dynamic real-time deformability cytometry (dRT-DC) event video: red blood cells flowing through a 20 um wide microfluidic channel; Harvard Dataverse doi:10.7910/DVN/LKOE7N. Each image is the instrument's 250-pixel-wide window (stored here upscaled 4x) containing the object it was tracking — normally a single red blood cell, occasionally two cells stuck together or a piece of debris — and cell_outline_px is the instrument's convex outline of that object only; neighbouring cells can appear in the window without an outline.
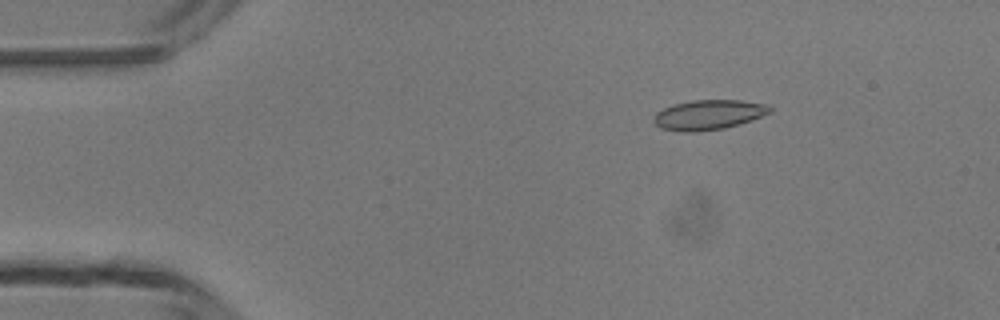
{"species": "common noctule bat (a hibernating species)", "species_latin": "Nyctalus noctula", "temperature_condition": "room temperature", "stored_images_in_passage": 3, "camera_frame_rate_fps": 3000, "um_per_image_px": 0.085, "animal": {"sex": "male", "body_mass_g": 13.3}, "frame": {"image": 1, "passage_image": 2, "time_ms": 1.333, "image_size_px": [1000, 320], "cell_outline_px": [[772, 112], [752, 120], [724, 128], [696, 132], [680, 132], [660, 128], [652, 120], [652, 116], [656, 112], [672, 104], [692, 100], [740, 100], [768, 104], [772, 108]], "centroid_in_image_um": [60.21, 9.75], "position_along_channel_um": 24.8, "area_um2": 20.46}}